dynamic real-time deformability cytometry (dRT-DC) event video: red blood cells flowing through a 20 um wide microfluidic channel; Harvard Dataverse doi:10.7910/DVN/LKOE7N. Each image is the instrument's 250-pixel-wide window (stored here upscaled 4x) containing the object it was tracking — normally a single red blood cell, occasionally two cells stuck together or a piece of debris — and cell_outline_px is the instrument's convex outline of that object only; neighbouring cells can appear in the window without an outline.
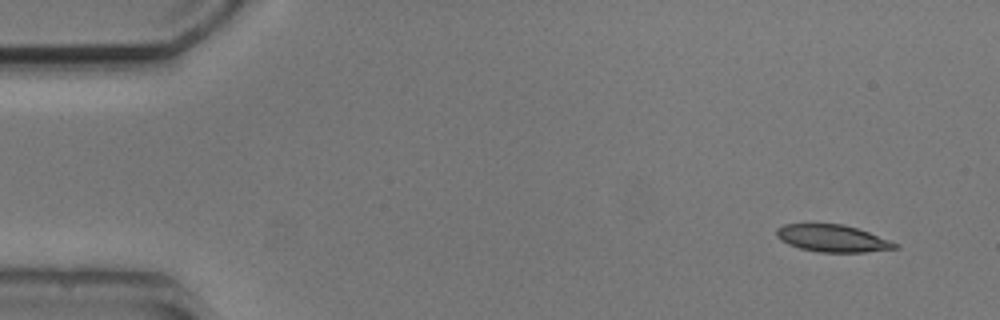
{"species": "common noctule bat (a hibernating species)", "species_latin": "Nyctalus noctula", "temperature_condition": "cold", "stored_images_in_passage": 5, "camera_frame_rate_fps": 3000, "um_per_image_px": 0.085, "animal": {"sex": "male", "body_mass_g": 20.5, "forearm_length_mm": 52.5}, "frame": {"image": 1, "passage_image": 1, "time_ms": 0.0, "image_size_px": [1000, 320], "cell_outline_px": [[900, 248], [864, 252], [820, 252], [800, 248], [788, 244], [780, 240], [776, 236], [776, 228], [784, 224], [844, 224], [868, 232], [900, 244]], "centroid_in_image_um": [70.76, 20.26], "position_along_channel_um": 14.2, "area_um2": 18.73}}